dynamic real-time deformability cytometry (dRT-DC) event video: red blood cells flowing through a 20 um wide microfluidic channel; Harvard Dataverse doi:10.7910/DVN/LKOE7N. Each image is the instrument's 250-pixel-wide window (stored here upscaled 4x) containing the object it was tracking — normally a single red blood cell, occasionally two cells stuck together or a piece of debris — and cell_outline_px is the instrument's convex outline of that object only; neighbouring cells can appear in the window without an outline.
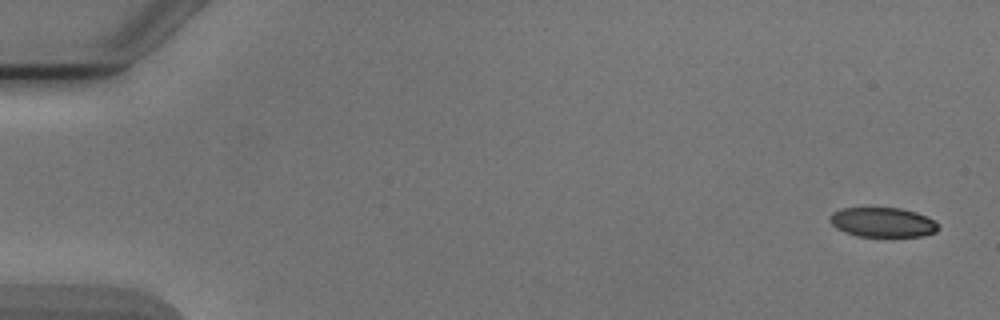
{"species": "Egyptian fruit bat (a non-hibernating species)", "species_latin": "Rousettus aegyptiacus", "temperature_condition": "cold", "stored_images_in_passage": 5, "camera_frame_rate_fps": 3000, "um_per_image_px": 0.085, "animal": {"sex": "male"}, "frame": {"image": 1, "passage_image": 1, "time_ms": 0.0, "image_size_px": [1000, 320], "cell_outline_px": [[940, 228], [936, 232], [924, 236], [856, 236], [844, 232], [836, 228], [828, 220], [828, 216], [832, 212], [840, 208], [900, 208], [916, 212], [928, 216], [936, 220]], "centroid_in_image_um": [75.03, 18.89], "position_along_channel_um": 10.0, "area_um2": 19.02}}
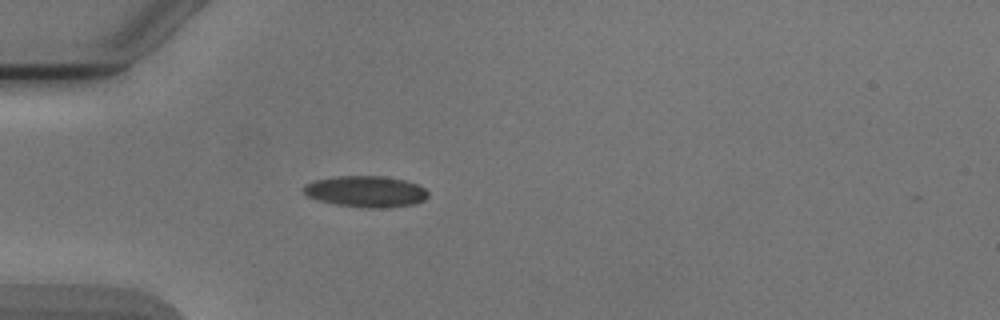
{"frame": {"image": 2, "passage_image": 5, "time_ms": 4.667, "image_size_px": [1000, 320], "cell_outline_px": [[428, 196], [424, 200], [416, 204], [384, 208], [364, 208], [336, 204], [320, 200], [308, 196], [304, 192], [304, 184], [316, 180], [336, 176], [384, 176], [404, 180], [416, 184], [424, 188], [428, 192]], "centroid_in_image_um": [31.13, 16.28], "position_along_channel_um": 53.9, "area_um2": 22.6}}